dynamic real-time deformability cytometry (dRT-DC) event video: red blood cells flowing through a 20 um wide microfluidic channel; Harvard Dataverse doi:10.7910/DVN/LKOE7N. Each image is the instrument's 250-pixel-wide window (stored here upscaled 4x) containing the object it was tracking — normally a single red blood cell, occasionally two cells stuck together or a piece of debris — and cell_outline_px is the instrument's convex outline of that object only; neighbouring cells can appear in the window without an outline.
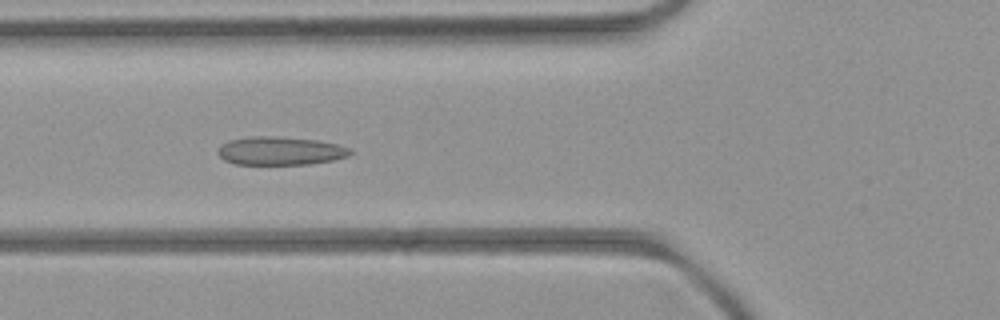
{"species": "common noctule bat (a hibernating species)", "species_latin": "Nyctalus noctula", "temperature_condition": "room temperature", "stored_images_in_passage": 8, "camera_frame_rate_fps": 3000, "um_per_image_px": 0.085, "animal": {"sex": "female", "body_mass_g": 21.9}, "frame": {"image": 1, "passage_image": 6, "time_ms": 6.667, "image_size_px": [1000, 320], "cell_outline_px": [[352, 152], [348, 156], [332, 160], [308, 164], [236, 164], [224, 160], [216, 152], [228, 140], [248, 136], [276, 136], [316, 140], [336, 144], [352, 148]], "centroid_in_image_um": [23.82, 12.82], "position_along_channel_um": 102.0, "area_um2": 21.79}}
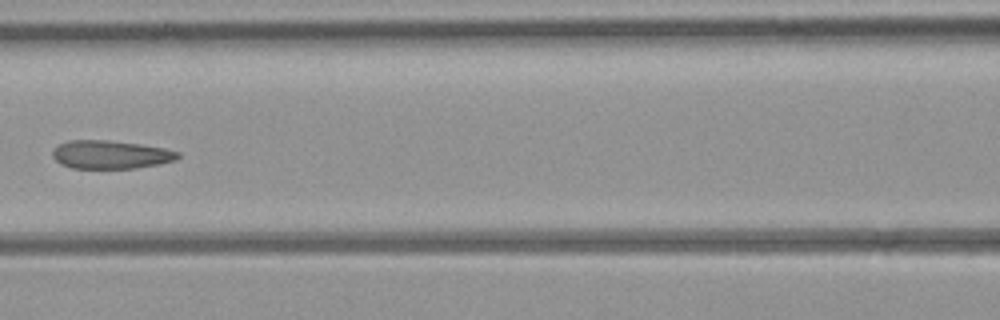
{"frame": {"image": 2, "passage_image": 7, "time_ms": 8.0, "image_size_px": [1000, 320], "cell_outline_px": [[180, 156], [176, 160], [160, 164], [136, 168], [72, 168], [60, 164], [52, 156], [52, 152], [60, 144], [68, 140], [108, 140], [140, 144], [164, 148], [180, 152]], "centroid_in_image_um": [9.42, 13.14], "position_along_channel_um": 157.2, "area_um2": 20.69}}
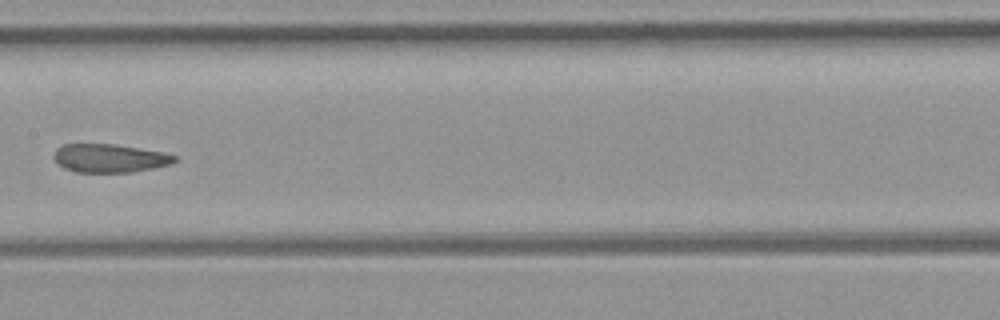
{"frame": {"image": 3, "passage_image": 8, "time_ms": 9.0, "image_size_px": [1000, 320], "cell_outline_px": [[180, 160], [172, 164], [132, 172], [76, 172], [64, 168], [52, 156], [56, 148], [64, 144], [116, 144], [164, 152], [180, 156]], "centroid_in_image_um": [9.38, 13.44], "position_along_channel_um": 198.0, "area_um2": 20.23}}